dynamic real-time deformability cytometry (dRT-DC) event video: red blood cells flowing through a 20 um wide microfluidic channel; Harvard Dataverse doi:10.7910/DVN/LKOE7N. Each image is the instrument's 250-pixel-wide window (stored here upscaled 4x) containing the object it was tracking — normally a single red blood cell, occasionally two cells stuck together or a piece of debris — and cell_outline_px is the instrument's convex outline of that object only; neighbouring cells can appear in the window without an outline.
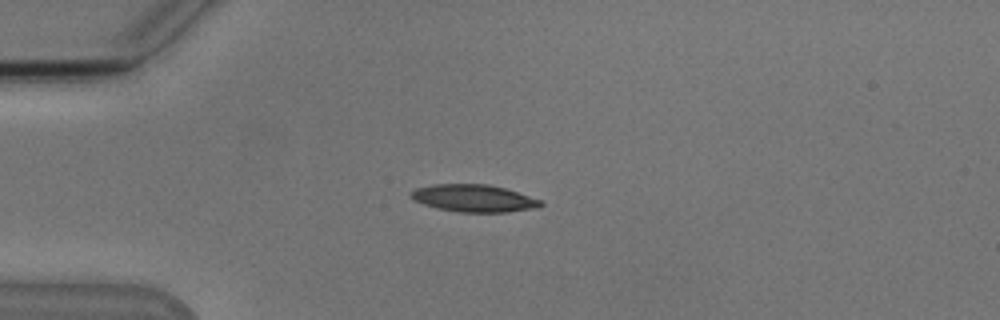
{"species": "Egyptian fruit bat (a non-hibernating species)", "species_latin": "Rousettus aegyptiacus", "temperature_condition": "cold", "stored_images_in_passage": 48, "camera_frame_rate_fps": 3000, "um_per_image_px": 0.085, "animal": {"sex": "male"}, "frame": {"image": 1, "passage_image": 13, "time_ms": 4.0, "image_size_px": [1000, 320], "cell_outline_px": [[544, 204], [540, 208], [508, 212], [460, 212], [436, 208], [424, 204], [408, 196], [408, 192], [416, 188], [432, 184], [488, 184], [504, 188], [540, 200]], "centroid_in_image_um": [40.25, 16.85], "position_along_channel_um": 44.7, "area_um2": 20.69}}
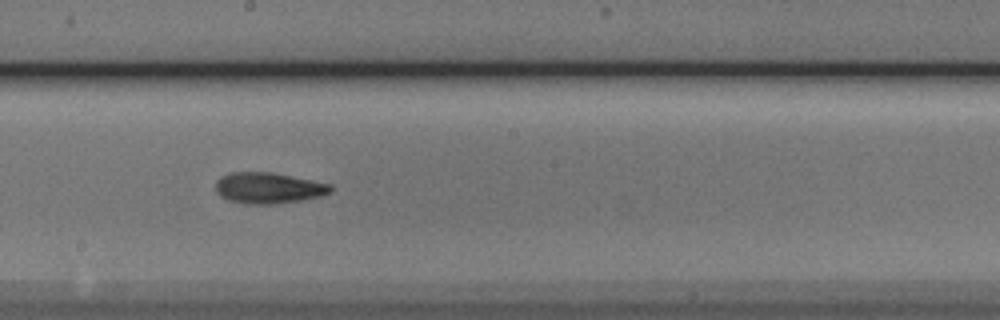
{"frame": {"image": 2, "passage_image": 29, "time_ms": 9.333, "image_size_px": [1000, 320], "cell_outline_px": [[332, 188], [328, 192], [320, 196], [300, 200], [276, 204], [248, 204], [228, 200], [220, 196], [216, 192], [216, 180], [220, 176], [228, 172], [272, 172], [332, 184]], "centroid_in_image_um": [22.77, 15.97], "position_along_channel_um": 225.4, "area_um2": 20.81}}
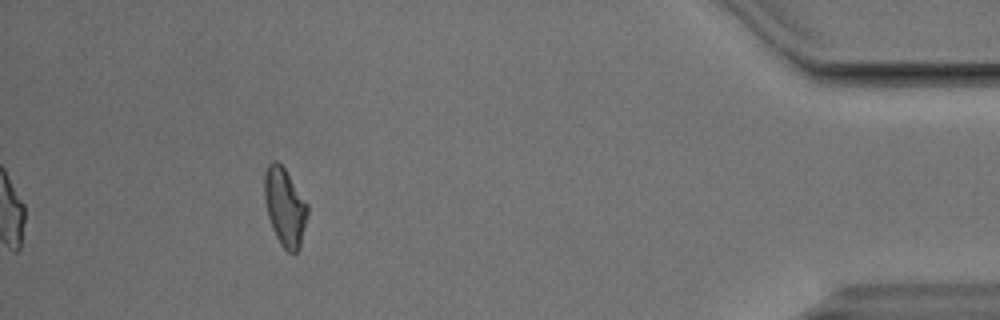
{"frame": {"image": 3, "passage_image": 48, "time_ms": 15.667, "image_size_px": [1000, 320], "cell_outline_px": [[308, 212], [300, 248], [296, 252], [288, 252], [280, 244], [272, 228], [268, 216], [264, 200], [264, 176], [268, 164], [272, 160], [276, 160], [284, 168], [308, 204]], "centroid_in_image_um": [24.2, 17.59], "position_along_channel_um": 411.0, "area_um2": 19.54}, "authors_computed_cell_mechanics": {"area_um2": 19.9121, "velocity_mm_per_s": 3.8295, "shape_relaxation_time_tau1_ms": 6.5396, "shape_relaxation_time_tau2_ms": 3.6471, "deformation_change_tau1": 0.1786, "deformation_change_tau2": 0.12}}